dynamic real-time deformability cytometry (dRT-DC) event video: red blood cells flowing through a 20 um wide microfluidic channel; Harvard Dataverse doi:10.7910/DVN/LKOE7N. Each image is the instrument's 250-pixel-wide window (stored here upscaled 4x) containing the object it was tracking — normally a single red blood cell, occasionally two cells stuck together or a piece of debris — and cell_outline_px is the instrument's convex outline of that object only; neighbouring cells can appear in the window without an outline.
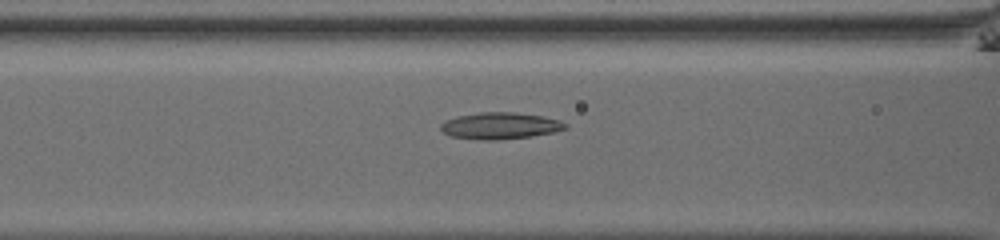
{"species": "common noctule bat (a hibernating species)", "species_latin": "Nyctalus noctula", "temperature_condition": "room temperature", "stored_images_in_passage": 54, "camera_frame_rate_fps": 3000, "um_per_image_px": 0.085, "animal": {"sex": "male", "body_mass_g": 13.0, "forearm_length_mm": 53.1}, "frame": {"image": 1, "passage_image": 25, "time_ms": 8.0, "image_size_px": [1000, 240], "cell_outline_px": [[568, 128], [552, 132], [528, 136], [496, 140], [484, 140], [452, 136], [444, 132], [440, 128], [440, 124], [444, 120], [456, 116], [480, 112], [516, 112], [544, 116], [560, 120], [568, 124]], "centroid_in_image_um": [42.51, 10.67], "position_along_channel_um": 124.1, "area_um2": 19.31}}
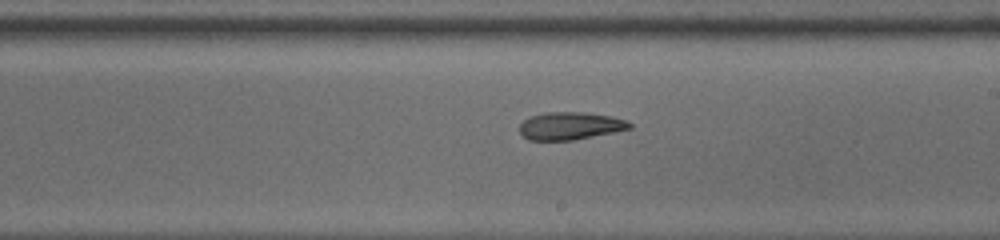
{"frame": {"image": 2, "passage_image": 34, "time_ms": 11.0, "image_size_px": [1000, 240], "cell_outline_px": [[632, 128], [616, 132], [572, 140], [528, 140], [520, 132], [520, 124], [524, 120], [532, 116], [544, 112], [584, 112], [612, 116], [624, 120], [632, 124]], "centroid_in_image_um": [48.48, 10.7], "position_along_channel_um": 240.5, "area_um2": 17.69}}
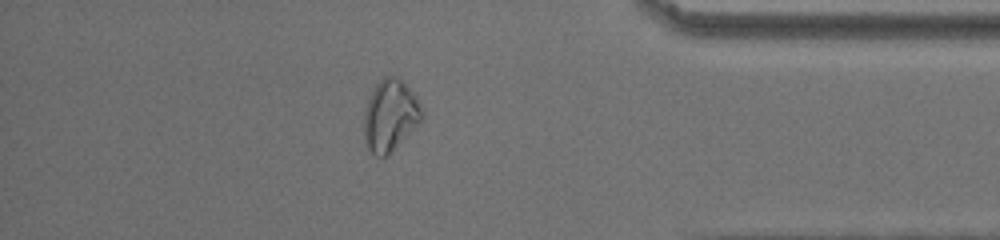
{"frame": {"image": 3, "passage_image": 48, "time_ms": 15.667, "image_size_px": [1000, 240], "cell_outline_px": [[424, 112], [420, 120], [384, 156], [376, 156], [364, 144], [364, 112], [368, 100], [376, 84], [384, 76], [396, 76], [416, 96]], "centroid_in_image_um": [33.12, 9.77], "position_along_channel_um": 402.1, "area_um2": 23.24}}